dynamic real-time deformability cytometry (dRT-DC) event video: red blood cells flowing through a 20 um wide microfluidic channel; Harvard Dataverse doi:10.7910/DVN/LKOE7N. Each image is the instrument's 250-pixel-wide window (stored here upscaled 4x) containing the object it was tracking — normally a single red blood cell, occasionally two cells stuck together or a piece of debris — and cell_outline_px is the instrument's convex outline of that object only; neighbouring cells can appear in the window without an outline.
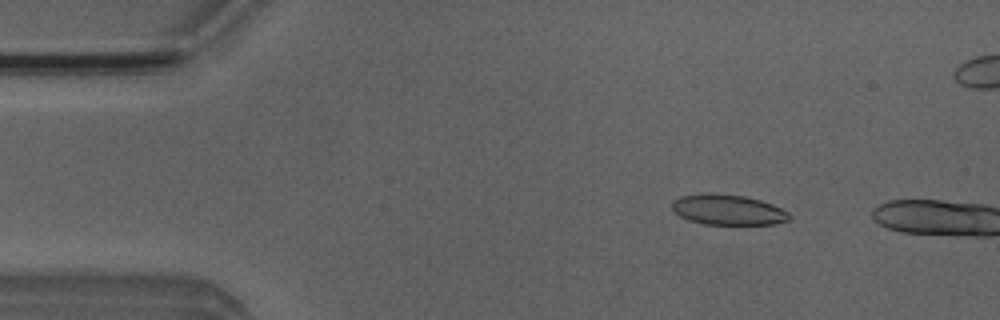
{"species": "Egyptian fruit bat (a non-hibernating species)", "species_latin": "Rousettus aegyptiacus", "temperature_condition": "room temperature", "stored_images_in_passage": 2, "camera_frame_rate_fps": 3000, "um_per_image_px": 0.085, "animal": {"sex": "male"}, "frame": {"image": 1, "passage_image": 1, "time_ms": 0.0, "image_size_px": [1000, 320], "cell_outline_px": [[792, 216], [788, 220], [776, 224], [704, 224], [688, 220], [680, 216], [672, 208], [672, 200], [680, 196], [708, 192], [712, 192], [744, 196], [760, 200], [772, 204], [788, 212]], "centroid_in_image_um": [61.86, 17.82], "position_along_channel_um": 23.1, "area_um2": 20.87}}